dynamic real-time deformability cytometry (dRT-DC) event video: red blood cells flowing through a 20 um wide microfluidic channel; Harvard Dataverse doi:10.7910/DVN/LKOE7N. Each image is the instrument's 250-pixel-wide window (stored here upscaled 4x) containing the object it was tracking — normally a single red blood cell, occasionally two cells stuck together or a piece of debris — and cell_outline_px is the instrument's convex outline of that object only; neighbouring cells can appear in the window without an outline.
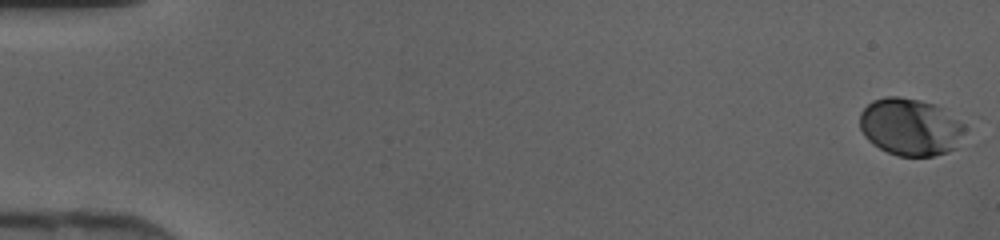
{"species": "human", "species_latin": "Homo sapiens", "temperature_condition": "cold", "stored_images_in_passage": 46, "camera_frame_rate_fps": 3000, "um_per_image_px": 0.085, "donor": {"sex": "female"}, "frame": {"image": 1, "passage_image": 1, "time_ms": 0.0, "image_size_px": [1000, 240], "cell_outline_px": [[964, 128], [956, 148], [948, 152], [932, 156], [896, 156], [872, 144], [864, 136], [860, 128], [860, 112], [872, 100], [884, 96], [896, 96], [920, 100], [936, 104], [944, 108], [964, 124]], "centroid_in_image_um": [77.35, 10.78], "position_along_channel_um": 7.6, "area_um2": 35.26}}
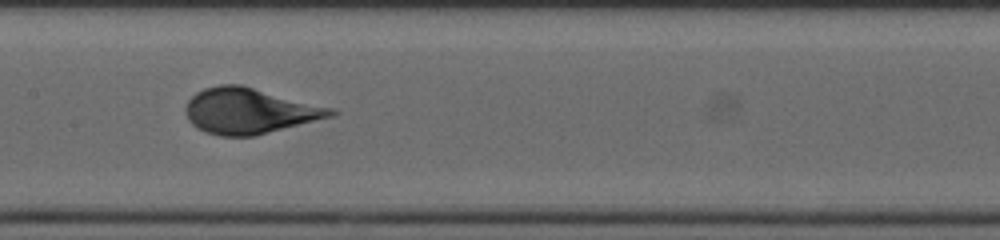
{"frame": {"image": 2, "passage_image": 24, "time_ms": 7.667, "image_size_px": [1000, 240], "cell_outline_px": [[340, 112], [332, 116], [256, 136], [220, 136], [204, 132], [196, 128], [188, 120], [184, 112], [184, 108], [188, 100], [196, 92], [204, 88], [220, 84], [240, 84], [336, 108]], "centroid_in_image_um": [21.2, 9.42], "position_along_channel_um": 186.2, "area_um2": 39.07}}
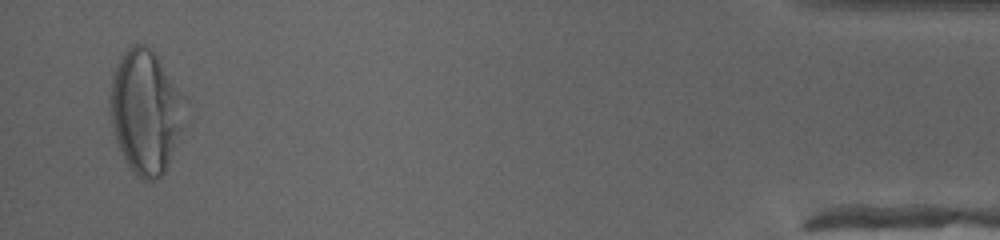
{"frame": {"image": 3, "passage_image": 45, "time_ms": 14.667, "image_size_px": [1000, 240], "cell_outline_px": [[184, 96], [180, 128], [164, 172], [156, 180], [144, 180], [136, 176], [128, 164], [116, 140], [112, 128], [112, 72], [120, 56], [132, 44], [148, 44], [156, 52]], "centroid_in_image_um": [12.35, 9.41], "position_along_channel_um": 422.9, "area_um2": 52.66}}